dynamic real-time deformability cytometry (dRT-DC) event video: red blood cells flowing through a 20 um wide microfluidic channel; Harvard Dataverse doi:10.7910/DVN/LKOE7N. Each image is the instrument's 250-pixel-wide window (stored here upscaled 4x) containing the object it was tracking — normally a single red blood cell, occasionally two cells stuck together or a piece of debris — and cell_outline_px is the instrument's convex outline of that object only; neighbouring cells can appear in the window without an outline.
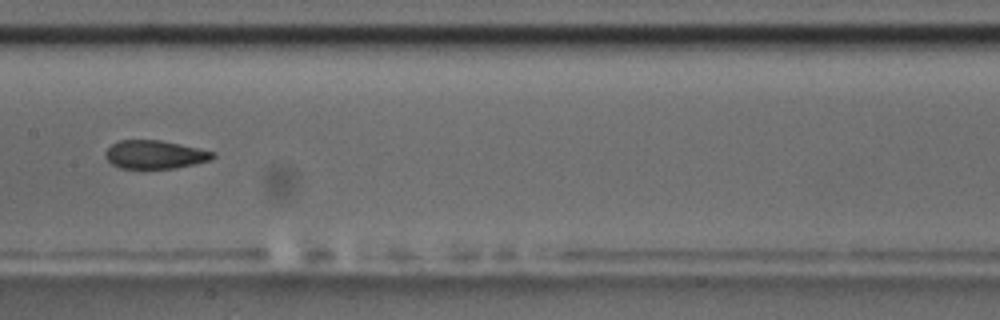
{"species": "common noctule bat (a hibernating species)", "species_latin": "Nyctalus noctula", "temperature_condition": "room temperature", "stored_images_in_passage": 14, "camera_frame_rate_fps": 3000, "um_per_image_px": 0.085, "animal": {"sex": "male", "body_mass_g": 17.5, "forearm_length_mm": 52.3}, "frame": {"image": 1, "passage_image": 5, "time_ms": 4.667, "image_size_px": [1000, 320], "cell_outline_px": [[216, 156], [212, 160], [196, 164], [176, 168], [120, 168], [112, 164], [104, 156], [104, 152], [112, 144], [120, 140], [160, 140], [216, 152]], "centroid_in_image_um": [13.19, 13.14], "position_along_channel_um": 194.2, "area_um2": 17.8}, "authors_computed_cell_mechanics": {"area_um2": 19.074, "velocity_mm_per_s": 3.5128, "shape_relaxation_time_tau1_ms": null, "shape_relaxation_time_tau2_ms": 2.4799, "deformation_change_tau1": null, "deformation_change_tau2": 0.0898}}